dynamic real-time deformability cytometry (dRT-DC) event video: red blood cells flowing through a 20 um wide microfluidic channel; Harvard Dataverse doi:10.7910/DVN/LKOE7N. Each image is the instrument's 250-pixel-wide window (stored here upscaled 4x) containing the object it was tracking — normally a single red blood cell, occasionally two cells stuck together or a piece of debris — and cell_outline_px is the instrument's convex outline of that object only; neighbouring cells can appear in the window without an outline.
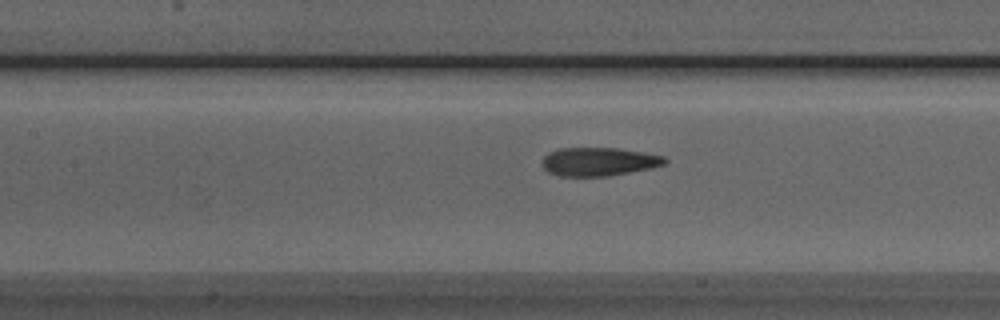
{"species": "Egyptian fruit bat (a non-hibernating species)", "species_latin": "Rousettus aegyptiacus", "temperature_condition": "room temperature", "stored_images_in_passage": 37, "camera_frame_rate_fps": 3000, "um_per_image_px": 0.085, "animal": {"sex": "male"}, "frame": {"image": 1, "passage_image": 14, "time_ms": 4.333, "image_size_px": [1000, 320], "cell_outline_px": [[668, 160], [664, 164], [648, 168], [608, 176], [560, 176], [548, 172], [544, 168], [544, 156], [548, 152], [560, 148], [616, 148], [644, 152], [664, 156]], "centroid_in_image_um": [50.89, 13.73], "position_along_channel_um": 156.5, "area_um2": 20.11}}
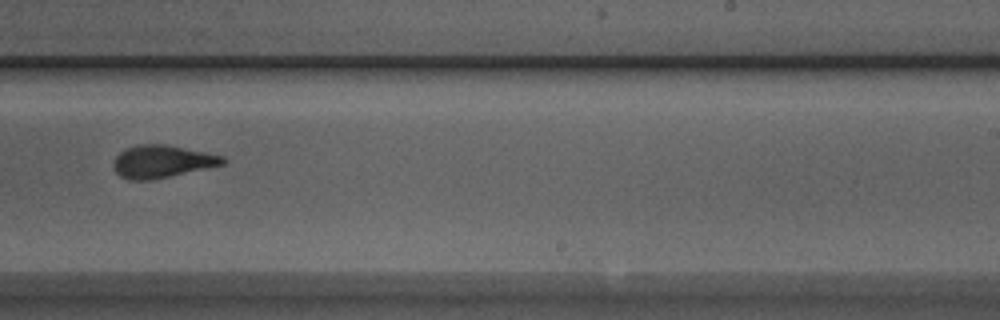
{"frame": {"image": 2, "passage_image": 23, "time_ms": 7.333, "image_size_px": [1000, 320], "cell_outline_px": [[228, 160], [224, 164], [152, 180], [128, 180], [120, 176], [112, 168], [112, 160], [124, 148], [140, 144], [164, 144], [224, 156]], "centroid_in_image_um": [13.72, 13.73], "position_along_channel_um": 275.3, "area_um2": 20.81}}
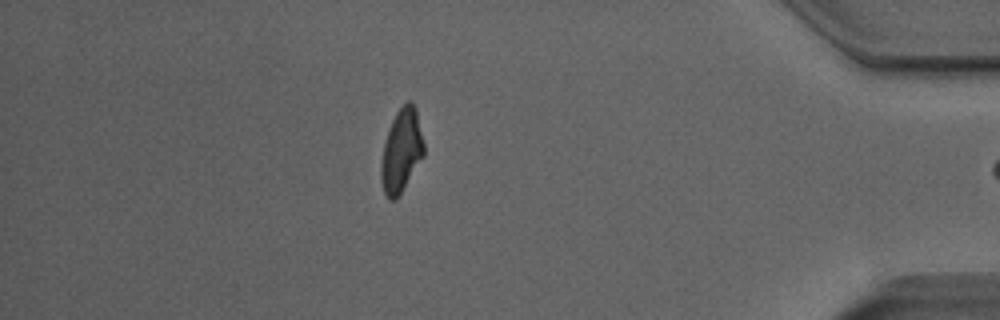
{"frame": {"image": 3, "passage_image": 36, "time_ms": 11.667, "image_size_px": [1000, 320], "cell_outline_px": [[424, 156], [396, 200], [388, 200], [384, 192], [380, 180], [380, 164], [384, 144], [388, 128], [396, 112], [408, 100], [412, 100], [416, 108], [424, 144]], "centroid_in_image_um": [34.11, 12.81], "position_along_channel_um": 401.1, "area_um2": 20.92}, "authors_computed_cell_mechanics": {"area_um2": 20.9236, "velocity_mm_per_s": 3.9726, "shape_relaxation_time_tau1_ms": 5.4013, "shape_relaxation_time_tau2_ms": 1.4861, "deformation_change_tau1": 0.1817, "deformation_change_tau2": 0.097}}